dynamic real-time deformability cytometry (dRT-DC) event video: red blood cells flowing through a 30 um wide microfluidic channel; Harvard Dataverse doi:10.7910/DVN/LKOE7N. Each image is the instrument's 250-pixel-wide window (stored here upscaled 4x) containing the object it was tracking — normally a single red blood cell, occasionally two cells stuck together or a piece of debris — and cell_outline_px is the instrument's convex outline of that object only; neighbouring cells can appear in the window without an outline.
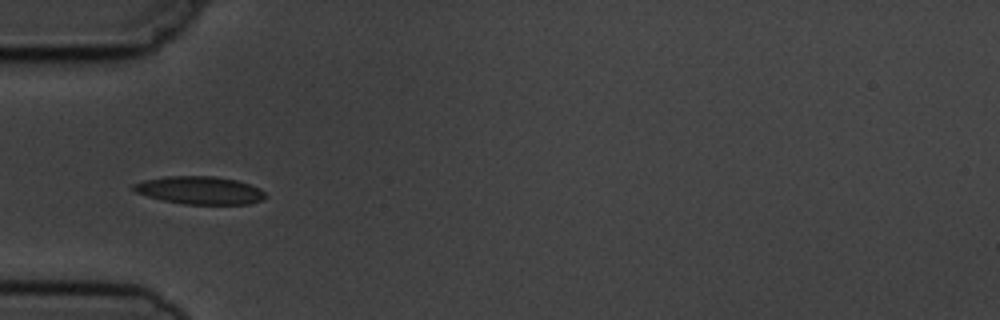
{"species": "common noctule bat (a hibernating species)", "species_latin": "Nyctalus noctula", "temperature_condition": "cold", "stored_images_in_passage": 5, "camera_frame_rate_fps": 3000, "um_per_image_px": 0.085, "animal": {"sex": "male", "body_mass_g": 19.5, "forearm_length_mm": 54.6}, "frame": {"image": 1, "passage_image": 3, "time_ms": 3.0, "image_size_px": [1000, 320], "cell_outline_px": [[268, 196], [264, 200], [248, 204], [184, 204], [164, 200], [148, 196], [136, 192], [132, 188], [132, 184], [144, 180], [168, 176], [216, 176], [236, 180], [260, 188]], "centroid_in_image_um": [17.02, 16.17], "position_along_channel_um": 68.0, "area_um2": 21.39}}
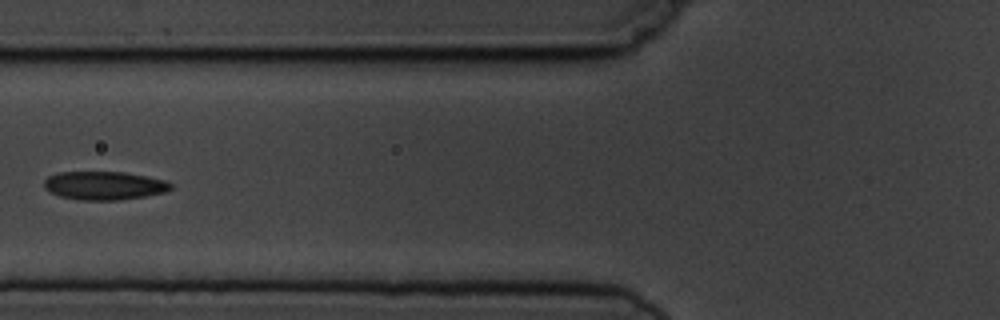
{"frame": {"image": 2, "passage_image": 4, "time_ms": 4.333, "image_size_px": [1000, 320], "cell_outline_px": [[172, 188], [164, 192], [144, 196], [120, 200], [80, 200], [60, 196], [48, 192], [44, 188], [44, 180], [48, 176], [60, 172], [124, 172], [164, 180], [172, 184]], "centroid_in_image_um": [8.81, 15.78], "position_along_channel_um": 117.0, "area_um2": 20.92}}
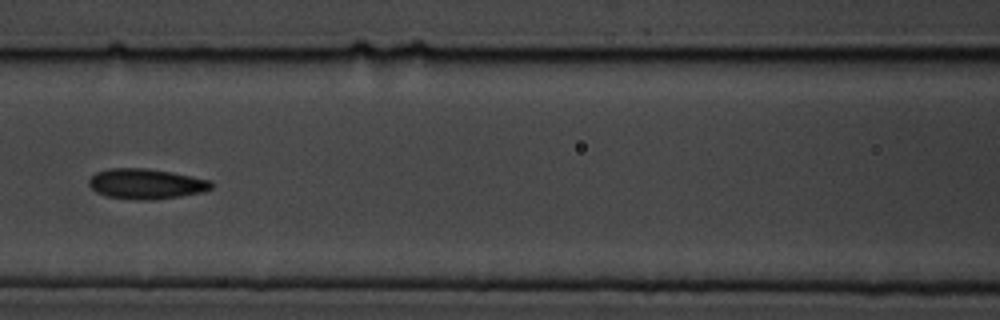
{"frame": {"image": 3, "passage_image": 5, "time_ms": 5.333, "image_size_px": [1000, 320], "cell_outline_px": [[212, 188], [204, 192], [180, 196], [152, 200], [136, 200], [108, 196], [96, 192], [88, 184], [88, 180], [96, 172], [108, 168], [144, 168], [172, 172], [212, 180]], "centroid_in_image_um": [12.43, 15.62], "position_along_channel_um": 154.2, "area_um2": 21.68}}